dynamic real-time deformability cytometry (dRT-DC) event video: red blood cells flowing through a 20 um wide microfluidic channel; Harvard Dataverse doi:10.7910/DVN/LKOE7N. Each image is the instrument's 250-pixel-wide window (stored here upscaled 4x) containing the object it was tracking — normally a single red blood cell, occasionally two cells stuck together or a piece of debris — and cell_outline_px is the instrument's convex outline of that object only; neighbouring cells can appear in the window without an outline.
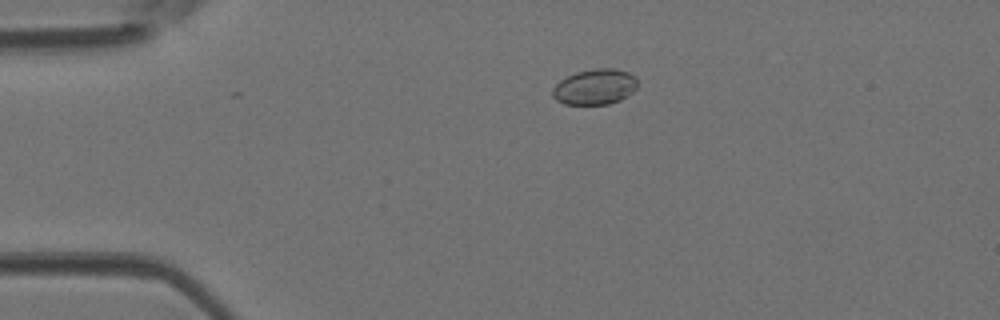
{"species": "Egyptian fruit bat (a non-hibernating species)", "species_latin": "Rousettus aegyptiacus", "temperature_condition": "room temperature", "stored_images_in_passage": 47, "camera_frame_rate_fps": 3000, "um_per_image_px": 0.085, "animal": {"sex": "female"}, "frame": {"image": 1, "passage_image": 11, "time_ms": 3.333, "image_size_px": [1000, 320], "cell_outline_px": [[636, 88], [632, 92], [620, 100], [608, 104], [564, 104], [556, 100], [552, 96], [552, 88], [560, 80], [576, 72], [596, 68], [612, 68], [628, 72], [636, 76]], "centroid_in_image_um": [50.55, 7.38], "position_along_channel_um": 34.5, "area_um2": 17.57}}
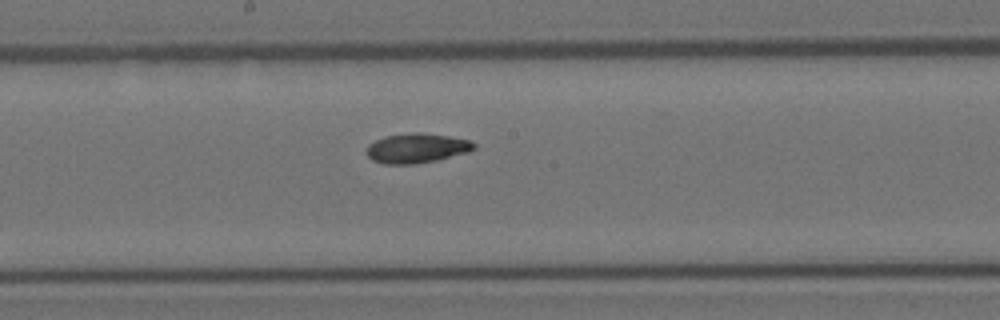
{"frame": {"image": 2, "passage_image": 26, "time_ms": 8.333, "image_size_px": [1000, 320], "cell_outline_px": [[476, 148], [468, 152], [436, 160], [416, 164], [384, 164], [372, 160], [364, 152], [368, 144], [384, 136], [408, 132], [420, 132], [448, 136], [472, 140], [476, 144]], "centroid_in_image_um": [35.4, 12.58], "position_along_channel_um": 212.8, "area_um2": 18.84}}
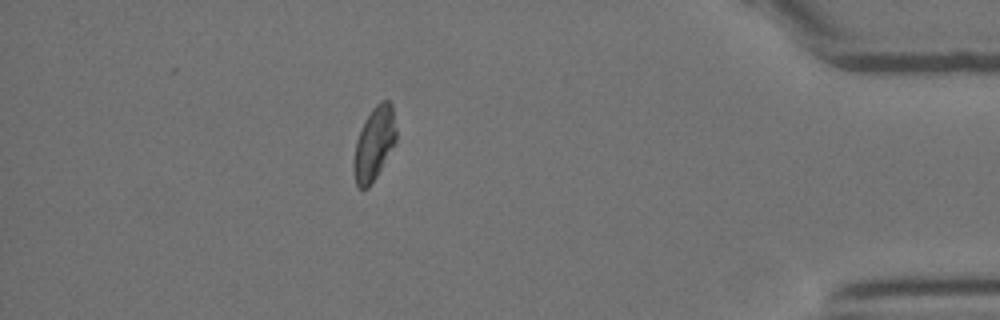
{"frame": {"image": 3, "passage_image": 42, "time_ms": 13.667, "image_size_px": [1000, 320], "cell_outline_px": [[396, 144], [376, 176], [368, 188], [360, 188], [356, 184], [352, 168], [352, 164], [356, 140], [360, 128], [364, 120], [372, 108], [380, 100], [388, 100], [392, 104], [396, 132]], "centroid_in_image_um": [31.79, 12.19], "position_along_channel_um": 403.4, "area_um2": 18.38}}